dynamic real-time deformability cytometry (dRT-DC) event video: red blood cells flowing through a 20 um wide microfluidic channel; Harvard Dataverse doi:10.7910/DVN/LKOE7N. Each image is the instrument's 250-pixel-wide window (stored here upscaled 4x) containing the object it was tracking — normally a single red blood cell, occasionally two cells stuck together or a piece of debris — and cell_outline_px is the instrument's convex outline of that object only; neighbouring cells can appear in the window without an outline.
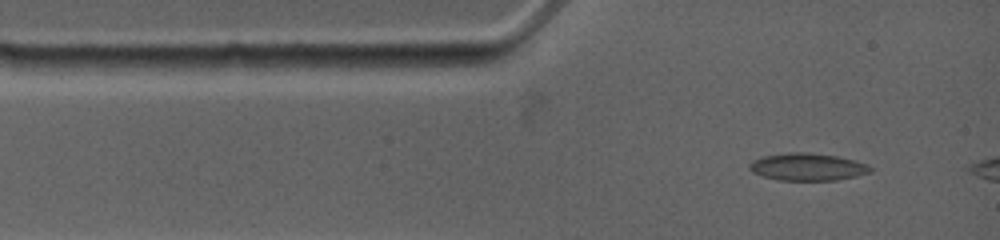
{"species": "common noctule bat (a hibernating species)", "species_latin": "Nyctalus noctula", "temperature_condition": "warm", "stored_images_in_passage": 5, "camera_frame_rate_fps": 4500, "um_per_image_px": 0.085, "animal": {"sex": "female", "body_mass_g": 19.0, "forearm_length_mm": 53.3}, "frame": {"image": 1, "passage_image": 2, "time_ms": 0.444, "image_size_px": [1000, 240], "cell_outline_px": [[872, 172], [856, 176], [836, 180], [776, 180], [752, 172], [748, 168], [748, 164], [752, 160], [764, 156], [788, 152], [808, 152], [836, 156], [868, 164], [872, 168]], "centroid_in_image_um": [68.62, 14.18], "position_along_channel_um": 16.4, "area_um2": 19.31}}